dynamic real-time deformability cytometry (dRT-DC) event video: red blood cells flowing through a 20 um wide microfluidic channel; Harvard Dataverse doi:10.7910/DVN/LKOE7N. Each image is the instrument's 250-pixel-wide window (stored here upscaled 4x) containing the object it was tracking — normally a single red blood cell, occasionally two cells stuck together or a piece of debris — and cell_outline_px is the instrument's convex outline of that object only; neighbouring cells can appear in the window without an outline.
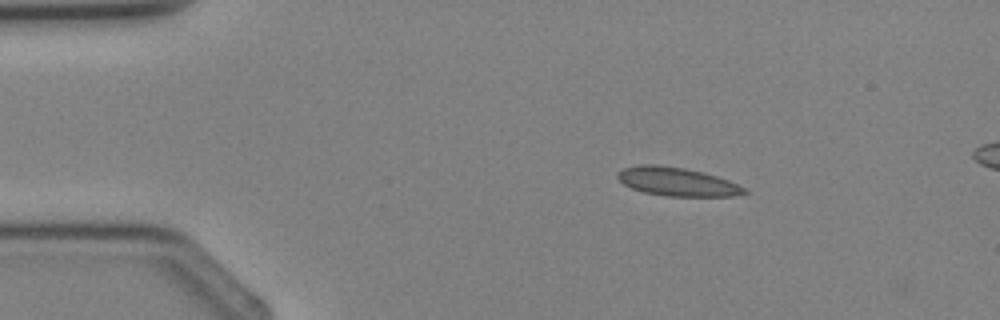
{"species": "Egyptian fruit bat (a non-hibernating species)", "species_latin": "Rousettus aegyptiacus", "temperature_condition": "cold", "stored_images_in_passage": 3, "segment_of_instrument_passage": [1, 2], "camera_frame_rate_fps": 3000, "um_per_image_px": 0.085, "animal": {"sex": "female"}, "frame": {"image": 1, "passage_image": 1, "time_ms": 0.0, "image_size_px": [1000, 320], "cell_outline_px": [[748, 192], [736, 196], [668, 196], [644, 192], [632, 188], [624, 184], [616, 176], [624, 168], [640, 164], [656, 164], [684, 168], [704, 172], [728, 180], [744, 188]], "centroid_in_image_um": [57.55, 15.44], "position_along_channel_um": 27.4, "area_um2": 20.87}}